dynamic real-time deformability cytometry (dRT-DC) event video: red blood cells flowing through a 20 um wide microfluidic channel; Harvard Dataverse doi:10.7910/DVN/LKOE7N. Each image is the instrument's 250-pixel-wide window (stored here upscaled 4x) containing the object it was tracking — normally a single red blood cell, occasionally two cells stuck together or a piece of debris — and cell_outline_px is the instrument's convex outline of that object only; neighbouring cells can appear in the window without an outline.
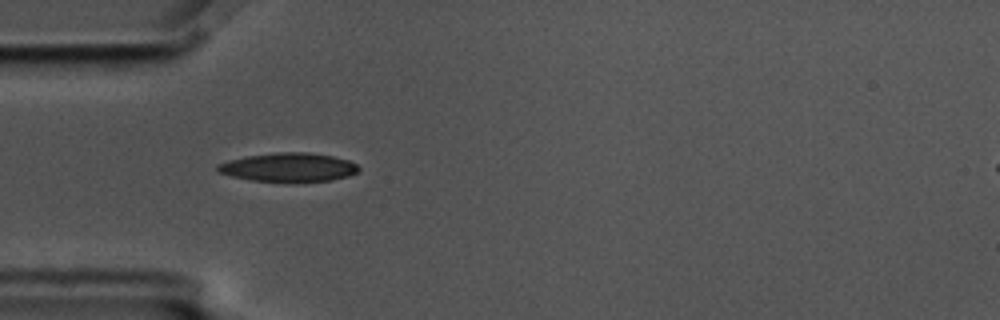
{"species": "common noctule bat (a hibernating species)", "species_latin": "Nyctalus noctula", "temperature_condition": "cold", "stored_images_in_passage": 3, "camera_frame_rate_fps": 3000, "um_per_image_px": 0.085, "animal": {"sex": "male", "body_mass_g": 17.5, "forearm_length_mm": 52.3}, "frame": {"image": 1, "passage_image": 2, "time_ms": 0.333, "image_size_px": [1000, 320], "cell_outline_px": [[360, 168], [356, 172], [348, 176], [328, 180], [292, 184], [252, 180], [232, 176], [216, 172], [216, 164], [228, 160], [248, 156], [276, 152], [308, 152], [332, 156], [348, 160], [356, 164]], "centroid_in_image_um": [24.49, 14.24], "position_along_channel_um": 60.5, "area_um2": 24.16}}